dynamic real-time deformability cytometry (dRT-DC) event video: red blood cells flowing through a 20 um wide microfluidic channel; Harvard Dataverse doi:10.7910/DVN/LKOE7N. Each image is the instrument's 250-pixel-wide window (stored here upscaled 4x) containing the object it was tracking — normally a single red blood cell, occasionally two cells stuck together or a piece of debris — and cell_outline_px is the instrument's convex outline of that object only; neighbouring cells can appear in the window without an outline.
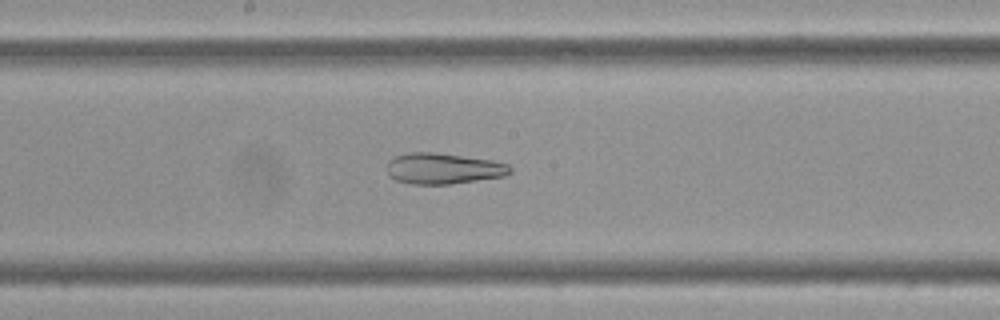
{"species": "Egyptian fruit bat (a non-hibernating species)", "species_latin": "Rousettus aegyptiacus", "temperature_condition": "cold", "stored_images_in_passage": 48, "camera_frame_rate_fps": 3000, "um_per_image_px": 0.085, "frame": {"image": 1, "passage_image": 21, "time_ms": 6.667, "image_size_px": [1000, 320], "cell_outline_px": [[512, 172], [504, 176], [448, 184], [412, 184], [396, 180], [388, 176], [388, 160], [396, 156], [412, 152], [436, 152], [492, 160], [508, 164], [512, 168]], "centroid_in_image_um": [37.68, 14.32], "position_along_channel_um": 210.5, "area_um2": 22.14}, "authors_computed_cell_mechanics": {"area_um2": 28.5532, "velocity_mm_per_s": 3.3978, "shape_relaxation_time_tau1_ms": null, "shape_relaxation_time_tau2_ms": 4.1681, "deformation_change_tau1": null, "deformation_change_tau2": 0.136}}